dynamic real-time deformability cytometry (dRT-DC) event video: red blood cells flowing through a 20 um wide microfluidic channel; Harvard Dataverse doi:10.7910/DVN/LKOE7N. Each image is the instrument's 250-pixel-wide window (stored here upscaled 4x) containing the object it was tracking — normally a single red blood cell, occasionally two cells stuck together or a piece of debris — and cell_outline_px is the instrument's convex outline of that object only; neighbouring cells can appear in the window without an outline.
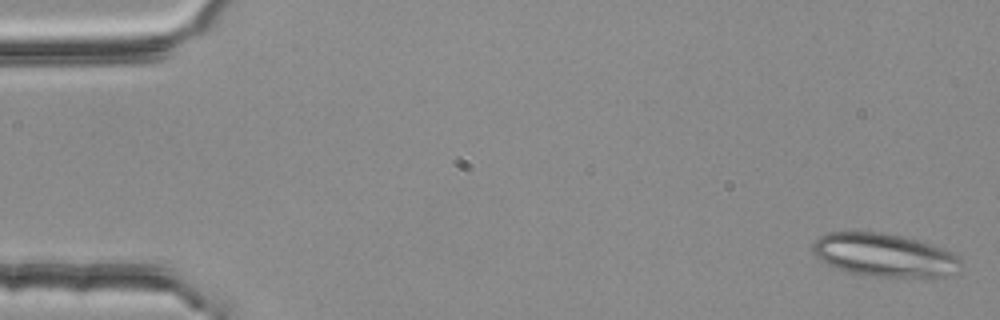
{"species": "common noctule bat (a hibernating species)", "species_latin": "Nyctalus noctula", "temperature_condition": "room temperature", "stored_images_in_passage": 4, "camera_frame_rate_fps": 3000, "um_per_image_px": 0.085, "animal": {"sex": "female", "body_mass_g": 25.1}, "frame": {"image": 1, "passage_image": 1, "time_ms": 0.0, "image_size_px": [1000, 320], "cell_outline_px": [[964, 264], [948, 276], [912, 280], [864, 276], [848, 272], [836, 268], [820, 260], [812, 252], [812, 244], [820, 236], [828, 232], [880, 232], [900, 236], [916, 240], [944, 248], [952, 252]], "centroid_in_image_um": [75.2, 21.74], "position_along_channel_um": 9.8, "area_um2": 38.26}}